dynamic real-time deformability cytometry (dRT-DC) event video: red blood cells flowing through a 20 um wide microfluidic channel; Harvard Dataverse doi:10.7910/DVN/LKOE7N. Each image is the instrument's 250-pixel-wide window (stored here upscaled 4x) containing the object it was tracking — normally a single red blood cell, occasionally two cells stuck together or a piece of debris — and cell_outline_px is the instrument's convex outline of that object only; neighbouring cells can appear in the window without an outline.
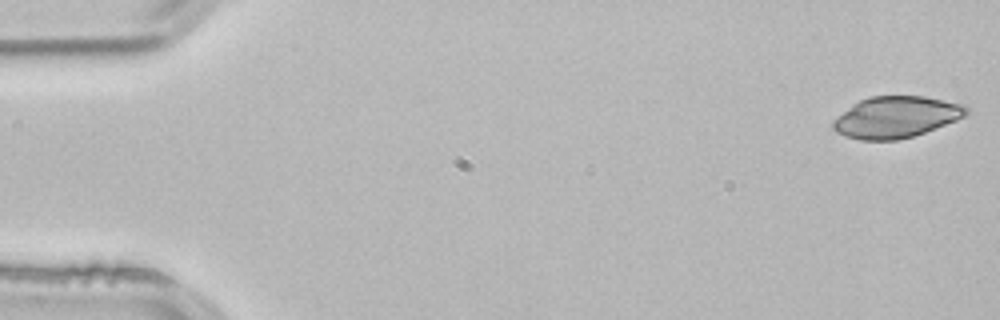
{"species": "common noctule bat (a hibernating species)", "species_latin": "Nyctalus noctula", "temperature_condition": "room temperature", "stored_images_in_passage": 3, "camera_frame_rate_fps": 3000, "um_per_image_px": 0.085, "animal": {"sex": "male", "body_mass_g": 21.5, "forearm_length_mm": 52.0}, "frame": {"image": 1, "passage_image": 1, "time_ms": 0.0, "image_size_px": [1000, 320], "cell_outline_px": [[968, 112], [964, 116], [956, 120], [924, 132], [912, 136], [896, 140], [860, 140], [844, 136], [836, 132], [832, 128], [832, 120], [852, 104], [868, 96], [924, 96], [964, 104], [968, 108]], "centroid_in_image_um": [76.12, 9.95], "position_along_channel_um": 8.9, "area_um2": 32.14}}